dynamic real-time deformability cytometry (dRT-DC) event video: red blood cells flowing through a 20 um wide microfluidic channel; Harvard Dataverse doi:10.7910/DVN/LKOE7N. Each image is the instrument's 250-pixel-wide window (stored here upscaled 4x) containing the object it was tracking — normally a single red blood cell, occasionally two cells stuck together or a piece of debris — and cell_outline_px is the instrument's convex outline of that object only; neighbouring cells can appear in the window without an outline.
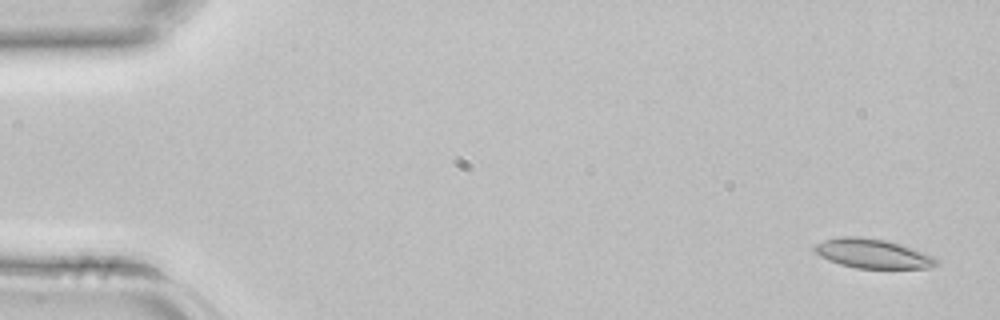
{"species": "common noctule bat (a hibernating species)", "species_latin": "Nyctalus noctula", "temperature_condition": "room temperature", "stored_images_in_passage": 3, "camera_frame_rate_fps": 3000, "um_per_image_px": 0.085, "animal": {"sex": "female", "body_mass_g": 22.7, "forearm_length_mm": 54.2}, "frame": {"image": 1, "passage_image": 1, "time_ms": 0.0, "image_size_px": [1000, 320], "cell_outline_px": [[940, 264], [932, 268], [856, 268], [840, 264], [828, 260], [820, 256], [812, 248], [816, 244], [824, 240], [840, 236], [860, 236], [888, 240], [936, 256], [940, 260]], "centroid_in_image_um": [74.23, 21.55], "position_along_channel_um": 10.8, "area_um2": 21.15}}